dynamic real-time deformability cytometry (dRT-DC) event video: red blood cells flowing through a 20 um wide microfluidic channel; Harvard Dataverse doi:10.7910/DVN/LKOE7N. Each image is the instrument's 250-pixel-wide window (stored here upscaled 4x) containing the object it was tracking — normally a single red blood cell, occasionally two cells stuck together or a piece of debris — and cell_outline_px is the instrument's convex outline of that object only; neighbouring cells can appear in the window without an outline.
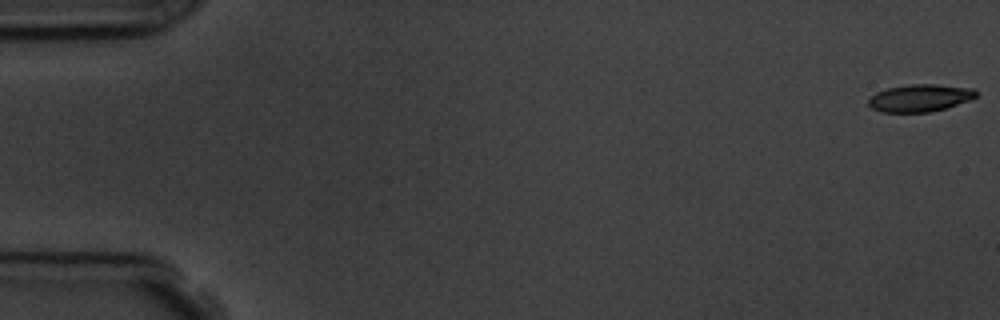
{"species": "common noctule bat (a hibernating species)", "species_latin": "Nyctalus noctula", "temperature_condition": "room temperature", "stored_images_in_passage": 5, "camera_frame_rate_fps": 3000, "um_per_image_px": 0.085, "animal": {"sex": "male", "body_mass_g": 19.5, "forearm_length_mm": 54.6}, "frame": {"image": 1, "passage_image": 1, "time_ms": 0.0, "image_size_px": [1000, 320], "cell_outline_px": [[976, 96], [968, 100], [944, 108], [928, 112], [880, 112], [872, 108], [868, 104], [868, 100], [876, 92], [888, 88], [908, 84], [932, 84], [972, 88], [976, 92]], "centroid_in_image_um": [78.14, 8.32], "position_along_channel_um": 6.9, "area_um2": 16.88}}
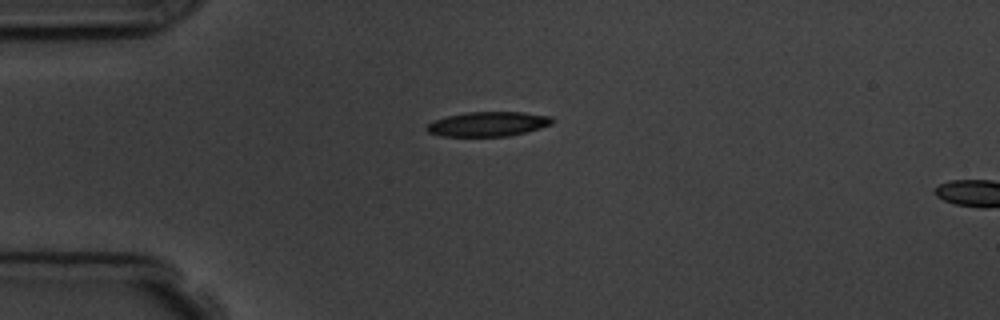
{"frame": {"image": 2, "passage_image": 4, "time_ms": 4.333, "image_size_px": [1000, 320], "cell_outline_px": [[552, 124], [540, 128], [508, 136], [440, 136], [428, 132], [424, 128], [428, 124], [436, 120], [448, 116], [468, 112], [524, 112], [552, 116]], "centroid_in_image_um": [41.49, 10.54], "position_along_channel_um": 43.5, "area_um2": 17.86}}